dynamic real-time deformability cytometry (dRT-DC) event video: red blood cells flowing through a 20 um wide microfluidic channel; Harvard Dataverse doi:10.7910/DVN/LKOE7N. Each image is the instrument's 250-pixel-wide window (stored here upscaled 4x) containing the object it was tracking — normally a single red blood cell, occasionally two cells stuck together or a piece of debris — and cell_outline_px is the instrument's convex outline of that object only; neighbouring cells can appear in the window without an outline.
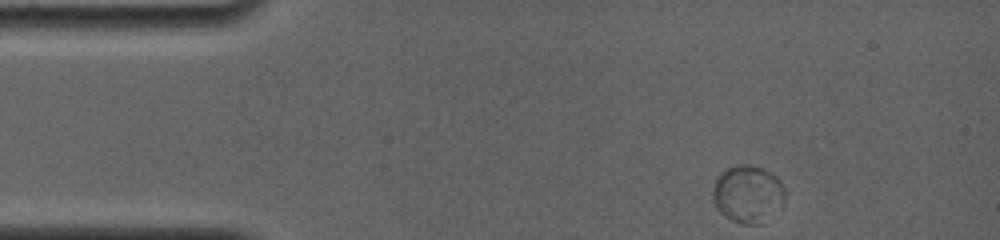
{"species": "common noctule bat (a hibernating species)", "species_latin": "Nyctalus noctula", "temperature_condition": "room temperature", "stored_images_in_passage": 96, "segment_of_instrument_passage": [1, 2], "camera_frame_rate_fps": 4000, "um_per_image_px": 0.085, "animal": {"sex": "female", "body_mass_g": 19.0, "forearm_length_mm": 56.7}, "frame": {"image": 1, "passage_image": 1, "time_ms": 0.0, "image_size_px": [1000, 240], "cell_outline_px": [[784, 204], [764, 224], [740, 224], [724, 216], [716, 208], [712, 200], [712, 192], [716, 176], [720, 172], [728, 168], [740, 164], [752, 164], [764, 168], [776, 176], [780, 180], [784, 188]], "centroid_in_image_um": [63.56, 16.5], "position_along_channel_um": 21.4, "area_um2": 24.8}}
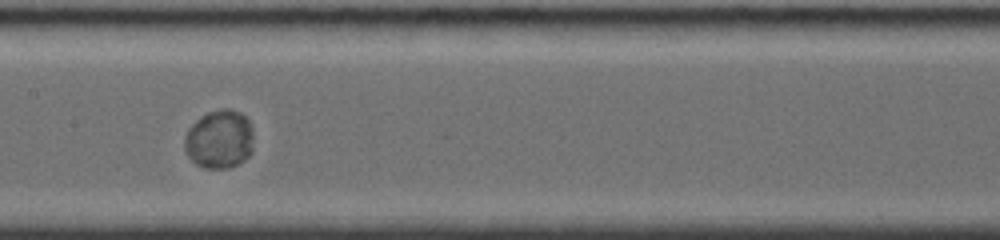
{"frame": {"image": 2, "passage_image": 41, "time_ms": 6.25, "image_size_px": [1000, 240], "cell_outline_px": [[252, 152], [244, 160], [232, 168], [204, 168], [196, 164], [184, 152], [184, 136], [188, 128], [200, 116], [208, 112], [224, 108], [228, 108], [240, 112], [248, 120], [252, 128]], "centroid_in_image_um": [18.63, 11.84], "position_along_channel_um": 188.8, "area_um2": 23.87}}
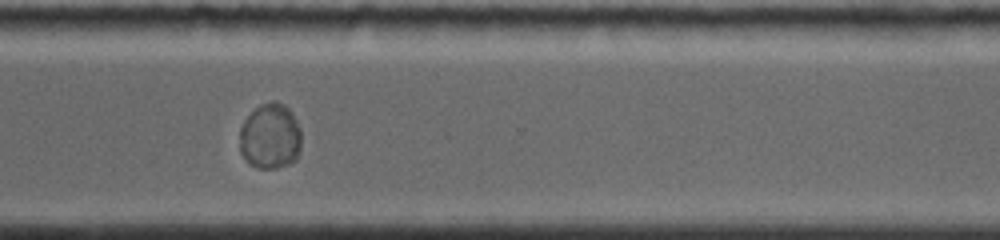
{"frame": {"image": 3, "passage_image": 71, "time_ms": 10.5, "image_size_px": [1000, 240], "cell_outline_px": [[300, 148], [296, 160], [288, 164], [276, 168], [260, 168], [252, 164], [240, 152], [240, 128], [244, 120], [260, 104], [272, 100], [276, 100], [284, 104], [292, 112], [300, 128]], "centroid_in_image_um": [22.98, 11.56], "position_along_channel_um": 347.6, "area_um2": 23.58}}